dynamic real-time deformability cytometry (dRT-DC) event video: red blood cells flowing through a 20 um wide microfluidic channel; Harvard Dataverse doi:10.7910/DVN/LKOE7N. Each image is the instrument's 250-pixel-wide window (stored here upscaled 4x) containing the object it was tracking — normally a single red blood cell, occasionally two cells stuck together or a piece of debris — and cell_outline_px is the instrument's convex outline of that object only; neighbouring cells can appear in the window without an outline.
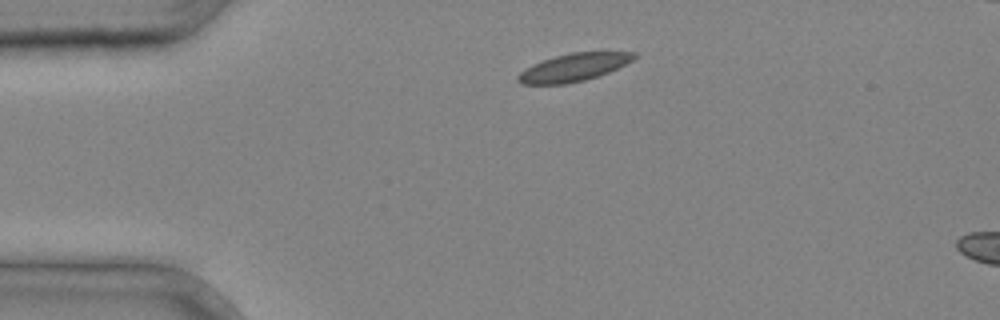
{"species": "common noctule bat (a hibernating species)", "species_latin": "Nyctalus noctula", "temperature_condition": "cold", "stored_images_in_passage": 2, "camera_frame_rate_fps": 3000, "um_per_image_px": 0.085, "animal": {"sex": "male", "body_mass_g": 20.4}, "frame": {"image": 1, "passage_image": 1, "time_ms": 0.0, "image_size_px": [1000, 320], "cell_outline_px": [[636, 56], [632, 60], [608, 72], [584, 80], [564, 84], [520, 84], [516, 80], [516, 76], [520, 72], [532, 64], [556, 56], [572, 52], [636, 52]], "centroid_in_image_um": [48.71, 5.73], "position_along_channel_um": 36.3, "area_um2": 18.5}}